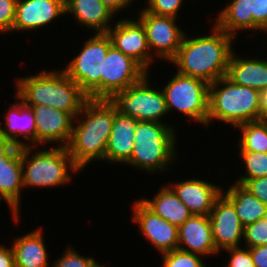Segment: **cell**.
Masks as SVG:
<instances>
[{
	"instance_id": "cell-1",
	"label": "cell",
	"mask_w": 267,
	"mask_h": 267,
	"mask_svg": "<svg viewBox=\"0 0 267 267\" xmlns=\"http://www.w3.org/2000/svg\"><path fill=\"white\" fill-rule=\"evenodd\" d=\"M211 35L184 36L176 56L170 61L178 67L177 73L202 79L211 84L226 76L234 37L211 27Z\"/></svg>"
},
{
	"instance_id": "cell-2",
	"label": "cell",
	"mask_w": 267,
	"mask_h": 267,
	"mask_svg": "<svg viewBox=\"0 0 267 267\" xmlns=\"http://www.w3.org/2000/svg\"><path fill=\"white\" fill-rule=\"evenodd\" d=\"M114 116L115 106L108 99H88L74 119L66 148L81 170L91 161L105 160Z\"/></svg>"
},
{
	"instance_id": "cell-3",
	"label": "cell",
	"mask_w": 267,
	"mask_h": 267,
	"mask_svg": "<svg viewBox=\"0 0 267 267\" xmlns=\"http://www.w3.org/2000/svg\"><path fill=\"white\" fill-rule=\"evenodd\" d=\"M16 96L25 105H46L69 113L74 119L89 99L64 70H42L36 75L16 78Z\"/></svg>"
},
{
	"instance_id": "cell-4",
	"label": "cell",
	"mask_w": 267,
	"mask_h": 267,
	"mask_svg": "<svg viewBox=\"0 0 267 267\" xmlns=\"http://www.w3.org/2000/svg\"><path fill=\"white\" fill-rule=\"evenodd\" d=\"M213 119L233 127L259 121L260 91L234 84L226 76L219 78L209 84L207 125Z\"/></svg>"
},
{
	"instance_id": "cell-5",
	"label": "cell",
	"mask_w": 267,
	"mask_h": 267,
	"mask_svg": "<svg viewBox=\"0 0 267 267\" xmlns=\"http://www.w3.org/2000/svg\"><path fill=\"white\" fill-rule=\"evenodd\" d=\"M174 129L165 123L138 121L134 132L135 145L126 165L147 173L166 171L178 155Z\"/></svg>"
},
{
	"instance_id": "cell-6",
	"label": "cell",
	"mask_w": 267,
	"mask_h": 267,
	"mask_svg": "<svg viewBox=\"0 0 267 267\" xmlns=\"http://www.w3.org/2000/svg\"><path fill=\"white\" fill-rule=\"evenodd\" d=\"M34 146L21 147L23 188L57 187L71 182L72 173L81 169L73 162L66 147L40 149L34 154ZM32 154V156H31ZM30 155V156H29Z\"/></svg>"
},
{
	"instance_id": "cell-7",
	"label": "cell",
	"mask_w": 267,
	"mask_h": 267,
	"mask_svg": "<svg viewBox=\"0 0 267 267\" xmlns=\"http://www.w3.org/2000/svg\"><path fill=\"white\" fill-rule=\"evenodd\" d=\"M112 41L107 33H96L85 40L78 56L63 70L89 99H101L102 61L105 60Z\"/></svg>"
},
{
	"instance_id": "cell-8",
	"label": "cell",
	"mask_w": 267,
	"mask_h": 267,
	"mask_svg": "<svg viewBox=\"0 0 267 267\" xmlns=\"http://www.w3.org/2000/svg\"><path fill=\"white\" fill-rule=\"evenodd\" d=\"M148 73L136 84L121 92H116L109 101L120 114L131 116L137 121L163 123L162 117L168 115L163 90L153 89Z\"/></svg>"
},
{
	"instance_id": "cell-9",
	"label": "cell",
	"mask_w": 267,
	"mask_h": 267,
	"mask_svg": "<svg viewBox=\"0 0 267 267\" xmlns=\"http://www.w3.org/2000/svg\"><path fill=\"white\" fill-rule=\"evenodd\" d=\"M162 88L168 112L171 110L207 126L209 84L199 78L176 73Z\"/></svg>"
},
{
	"instance_id": "cell-10",
	"label": "cell",
	"mask_w": 267,
	"mask_h": 267,
	"mask_svg": "<svg viewBox=\"0 0 267 267\" xmlns=\"http://www.w3.org/2000/svg\"><path fill=\"white\" fill-rule=\"evenodd\" d=\"M138 16V20L145 29L150 52H153L155 57L171 61L176 56L186 34L176 24L177 19L149 13L144 8Z\"/></svg>"
},
{
	"instance_id": "cell-11",
	"label": "cell",
	"mask_w": 267,
	"mask_h": 267,
	"mask_svg": "<svg viewBox=\"0 0 267 267\" xmlns=\"http://www.w3.org/2000/svg\"><path fill=\"white\" fill-rule=\"evenodd\" d=\"M146 74L135 60L112 45L102 61L101 99L109 100L116 92L138 83Z\"/></svg>"
},
{
	"instance_id": "cell-12",
	"label": "cell",
	"mask_w": 267,
	"mask_h": 267,
	"mask_svg": "<svg viewBox=\"0 0 267 267\" xmlns=\"http://www.w3.org/2000/svg\"><path fill=\"white\" fill-rule=\"evenodd\" d=\"M215 24L233 36L241 30L267 32V0H233L219 11Z\"/></svg>"
},
{
	"instance_id": "cell-13",
	"label": "cell",
	"mask_w": 267,
	"mask_h": 267,
	"mask_svg": "<svg viewBox=\"0 0 267 267\" xmlns=\"http://www.w3.org/2000/svg\"><path fill=\"white\" fill-rule=\"evenodd\" d=\"M107 34L117 50L131 57L149 73L148 68L153 63L154 56L150 52L145 29L138 19H120L115 27L113 25L109 28Z\"/></svg>"
},
{
	"instance_id": "cell-14",
	"label": "cell",
	"mask_w": 267,
	"mask_h": 267,
	"mask_svg": "<svg viewBox=\"0 0 267 267\" xmlns=\"http://www.w3.org/2000/svg\"><path fill=\"white\" fill-rule=\"evenodd\" d=\"M132 222L139 225L144 237L159 253L178 249V227L158 216L140 199L133 203Z\"/></svg>"
},
{
	"instance_id": "cell-15",
	"label": "cell",
	"mask_w": 267,
	"mask_h": 267,
	"mask_svg": "<svg viewBox=\"0 0 267 267\" xmlns=\"http://www.w3.org/2000/svg\"><path fill=\"white\" fill-rule=\"evenodd\" d=\"M209 220L213 241L218 252L241 246L244 226L233 204L222 193L214 201Z\"/></svg>"
},
{
	"instance_id": "cell-16",
	"label": "cell",
	"mask_w": 267,
	"mask_h": 267,
	"mask_svg": "<svg viewBox=\"0 0 267 267\" xmlns=\"http://www.w3.org/2000/svg\"><path fill=\"white\" fill-rule=\"evenodd\" d=\"M27 106L35 114L36 147L50 142H59L60 147H66L70 141L74 118L69 113L46 105Z\"/></svg>"
},
{
	"instance_id": "cell-17",
	"label": "cell",
	"mask_w": 267,
	"mask_h": 267,
	"mask_svg": "<svg viewBox=\"0 0 267 267\" xmlns=\"http://www.w3.org/2000/svg\"><path fill=\"white\" fill-rule=\"evenodd\" d=\"M66 14L65 0H17L12 30L31 31Z\"/></svg>"
},
{
	"instance_id": "cell-18",
	"label": "cell",
	"mask_w": 267,
	"mask_h": 267,
	"mask_svg": "<svg viewBox=\"0 0 267 267\" xmlns=\"http://www.w3.org/2000/svg\"><path fill=\"white\" fill-rule=\"evenodd\" d=\"M23 188L21 147L16 146L6 157L0 158V200L8 204L13 219L19 221Z\"/></svg>"
},
{
	"instance_id": "cell-19",
	"label": "cell",
	"mask_w": 267,
	"mask_h": 267,
	"mask_svg": "<svg viewBox=\"0 0 267 267\" xmlns=\"http://www.w3.org/2000/svg\"><path fill=\"white\" fill-rule=\"evenodd\" d=\"M178 249L200 256L220 254L213 241L209 215H192L178 227Z\"/></svg>"
},
{
	"instance_id": "cell-20",
	"label": "cell",
	"mask_w": 267,
	"mask_h": 267,
	"mask_svg": "<svg viewBox=\"0 0 267 267\" xmlns=\"http://www.w3.org/2000/svg\"><path fill=\"white\" fill-rule=\"evenodd\" d=\"M16 102L11 104L5 114L4 126L0 124V134L10 140L15 146L36 147V119L33 109L30 106L25 105L17 96ZM6 125V126H5ZM19 136H22L29 143L19 141ZM32 142V144H31Z\"/></svg>"
},
{
	"instance_id": "cell-21",
	"label": "cell",
	"mask_w": 267,
	"mask_h": 267,
	"mask_svg": "<svg viewBox=\"0 0 267 267\" xmlns=\"http://www.w3.org/2000/svg\"><path fill=\"white\" fill-rule=\"evenodd\" d=\"M169 185L193 215H209L215 199L222 192V188L210 181L193 178Z\"/></svg>"
},
{
	"instance_id": "cell-22",
	"label": "cell",
	"mask_w": 267,
	"mask_h": 267,
	"mask_svg": "<svg viewBox=\"0 0 267 267\" xmlns=\"http://www.w3.org/2000/svg\"><path fill=\"white\" fill-rule=\"evenodd\" d=\"M137 120L116 111L112 130L105 151V161L126 164L132 155L135 145L134 132Z\"/></svg>"
},
{
	"instance_id": "cell-23",
	"label": "cell",
	"mask_w": 267,
	"mask_h": 267,
	"mask_svg": "<svg viewBox=\"0 0 267 267\" xmlns=\"http://www.w3.org/2000/svg\"><path fill=\"white\" fill-rule=\"evenodd\" d=\"M65 9L77 23L96 33H107L116 16L101 0H65Z\"/></svg>"
},
{
	"instance_id": "cell-24",
	"label": "cell",
	"mask_w": 267,
	"mask_h": 267,
	"mask_svg": "<svg viewBox=\"0 0 267 267\" xmlns=\"http://www.w3.org/2000/svg\"><path fill=\"white\" fill-rule=\"evenodd\" d=\"M226 77L234 84L262 91L267 88V59H243L237 57L233 51Z\"/></svg>"
},
{
	"instance_id": "cell-25",
	"label": "cell",
	"mask_w": 267,
	"mask_h": 267,
	"mask_svg": "<svg viewBox=\"0 0 267 267\" xmlns=\"http://www.w3.org/2000/svg\"><path fill=\"white\" fill-rule=\"evenodd\" d=\"M41 229L18 237L12 248L15 256V267H48L49 259Z\"/></svg>"
},
{
	"instance_id": "cell-26",
	"label": "cell",
	"mask_w": 267,
	"mask_h": 267,
	"mask_svg": "<svg viewBox=\"0 0 267 267\" xmlns=\"http://www.w3.org/2000/svg\"><path fill=\"white\" fill-rule=\"evenodd\" d=\"M150 210L179 227L193 214L169 185H163L152 199H140Z\"/></svg>"
},
{
	"instance_id": "cell-27",
	"label": "cell",
	"mask_w": 267,
	"mask_h": 267,
	"mask_svg": "<svg viewBox=\"0 0 267 267\" xmlns=\"http://www.w3.org/2000/svg\"><path fill=\"white\" fill-rule=\"evenodd\" d=\"M221 193L233 204L244 227L267 216V205L241 184L234 182L226 192L222 190Z\"/></svg>"
},
{
	"instance_id": "cell-28",
	"label": "cell",
	"mask_w": 267,
	"mask_h": 267,
	"mask_svg": "<svg viewBox=\"0 0 267 267\" xmlns=\"http://www.w3.org/2000/svg\"><path fill=\"white\" fill-rule=\"evenodd\" d=\"M236 128L241 129L239 152L267 153V121L247 122Z\"/></svg>"
},
{
	"instance_id": "cell-29",
	"label": "cell",
	"mask_w": 267,
	"mask_h": 267,
	"mask_svg": "<svg viewBox=\"0 0 267 267\" xmlns=\"http://www.w3.org/2000/svg\"><path fill=\"white\" fill-rule=\"evenodd\" d=\"M244 161L246 175L241 176L235 183L242 184L245 180L267 176V153L239 152Z\"/></svg>"
},
{
	"instance_id": "cell-30",
	"label": "cell",
	"mask_w": 267,
	"mask_h": 267,
	"mask_svg": "<svg viewBox=\"0 0 267 267\" xmlns=\"http://www.w3.org/2000/svg\"><path fill=\"white\" fill-rule=\"evenodd\" d=\"M163 267H206L198 254L179 249L162 254Z\"/></svg>"
},
{
	"instance_id": "cell-31",
	"label": "cell",
	"mask_w": 267,
	"mask_h": 267,
	"mask_svg": "<svg viewBox=\"0 0 267 267\" xmlns=\"http://www.w3.org/2000/svg\"><path fill=\"white\" fill-rule=\"evenodd\" d=\"M243 239L246 248L267 245V216L245 226Z\"/></svg>"
},
{
	"instance_id": "cell-32",
	"label": "cell",
	"mask_w": 267,
	"mask_h": 267,
	"mask_svg": "<svg viewBox=\"0 0 267 267\" xmlns=\"http://www.w3.org/2000/svg\"><path fill=\"white\" fill-rule=\"evenodd\" d=\"M67 249L64 255L54 262L52 267H98L100 265L94 258L81 256L74 248Z\"/></svg>"
},
{
	"instance_id": "cell-33",
	"label": "cell",
	"mask_w": 267,
	"mask_h": 267,
	"mask_svg": "<svg viewBox=\"0 0 267 267\" xmlns=\"http://www.w3.org/2000/svg\"><path fill=\"white\" fill-rule=\"evenodd\" d=\"M146 3L144 9L149 13L177 18L183 0H146Z\"/></svg>"
},
{
	"instance_id": "cell-34",
	"label": "cell",
	"mask_w": 267,
	"mask_h": 267,
	"mask_svg": "<svg viewBox=\"0 0 267 267\" xmlns=\"http://www.w3.org/2000/svg\"><path fill=\"white\" fill-rule=\"evenodd\" d=\"M17 0H0V34L12 31Z\"/></svg>"
},
{
	"instance_id": "cell-35",
	"label": "cell",
	"mask_w": 267,
	"mask_h": 267,
	"mask_svg": "<svg viewBox=\"0 0 267 267\" xmlns=\"http://www.w3.org/2000/svg\"><path fill=\"white\" fill-rule=\"evenodd\" d=\"M224 250L231 255L226 267H255L249 248L234 247Z\"/></svg>"
},
{
	"instance_id": "cell-36",
	"label": "cell",
	"mask_w": 267,
	"mask_h": 267,
	"mask_svg": "<svg viewBox=\"0 0 267 267\" xmlns=\"http://www.w3.org/2000/svg\"><path fill=\"white\" fill-rule=\"evenodd\" d=\"M241 185L267 205V176L245 180Z\"/></svg>"
},
{
	"instance_id": "cell-37",
	"label": "cell",
	"mask_w": 267,
	"mask_h": 267,
	"mask_svg": "<svg viewBox=\"0 0 267 267\" xmlns=\"http://www.w3.org/2000/svg\"><path fill=\"white\" fill-rule=\"evenodd\" d=\"M249 249L255 267H267V245L251 247Z\"/></svg>"
},
{
	"instance_id": "cell-38",
	"label": "cell",
	"mask_w": 267,
	"mask_h": 267,
	"mask_svg": "<svg viewBox=\"0 0 267 267\" xmlns=\"http://www.w3.org/2000/svg\"><path fill=\"white\" fill-rule=\"evenodd\" d=\"M0 267H15L14 251L11 248H6L0 245Z\"/></svg>"
},
{
	"instance_id": "cell-39",
	"label": "cell",
	"mask_w": 267,
	"mask_h": 267,
	"mask_svg": "<svg viewBox=\"0 0 267 267\" xmlns=\"http://www.w3.org/2000/svg\"><path fill=\"white\" fill-rule=\"evenodd\" d=\"M102 3L114 14L123 11L133 0H101Z\"/></svg>"
},
{
	"instance_id": "cell-40",
	"label": "cell",
	"mask_w": 267,
	"mask_h": 267,
	"mask_svg": "<svg viewBox=\"0 0 267 267\" xmlns=\"http://www.w3.org/2000/svg\"><path fill=\"white\" fill-rule=\"evenodd\" d=\"M16 146L0 134V158L6 157Z\"/></svg>"
},
{
	"instance_id": "cell-41",
	"label": "cell",
	"mask_w": 267,
	"mask_h": 267,
	"mask_svg": "<svg viewBox=\"0 0 267 267\" xmlns=\"http://www.w3.org/2000/svg\"><path fill=\"white\" fill-rule=\"evenodd\" d=\"M260 120L267 121V88L260 91Z\"/></svg>"
}]
</instances>
